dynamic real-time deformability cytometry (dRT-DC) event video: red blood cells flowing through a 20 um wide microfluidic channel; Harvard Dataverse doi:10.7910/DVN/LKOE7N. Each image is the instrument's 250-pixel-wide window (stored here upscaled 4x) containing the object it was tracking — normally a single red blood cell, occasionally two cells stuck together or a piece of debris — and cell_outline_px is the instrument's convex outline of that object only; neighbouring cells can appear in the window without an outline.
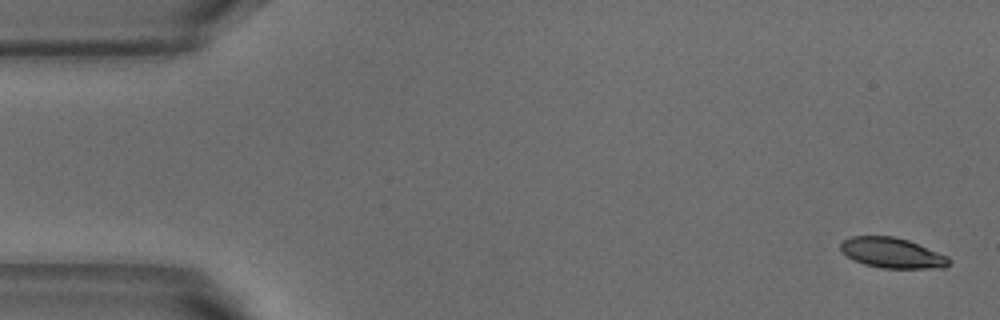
{"species": "common noctule bat (a hibernating species)", "species_latin": "Nyctalus noctula", "temperature_condition": "warm", "stored_images_in_passage": 7, "camera_frame_rate_fps": 3000, "um_per_image_px": 0.085, "animal": {"sex": "male", "body_mass_g": 18.8}, "frame": {"image": 1, "passage_image": 1, "time_ms": 0.0, "image_size_px": [1000, 320], "cell_outline_px": [[952, 260], [944, 268], [880, 268], [864, 264], [848, 256], [840, 248], [840, 244], [844, 240], [852, 236], [892, 236], [908, 240], [948, 256]], "centroid_in_image_um": [75.86, 21.5], "position_along_channel_um": 9.1, "area_um2": 18.96}}
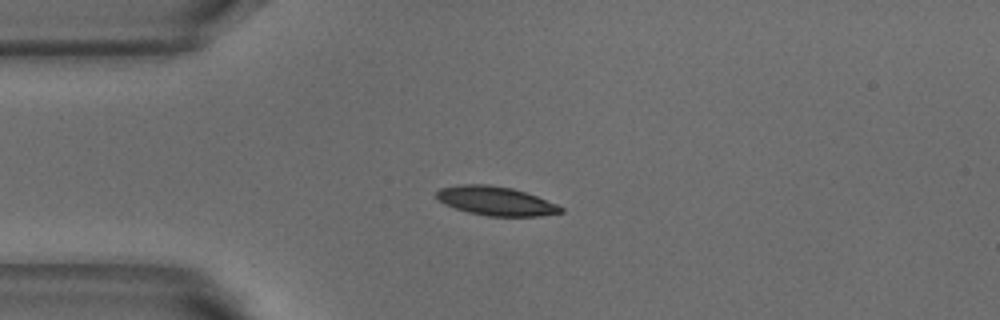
{"frame": {"image": 2, "passage_image": 4, "time_ms": 1.0, "image_size_px": [1000, 320], "cell_outline_px": [[564, 212], [540, 216], [488, 216], [468, 212], [444, 204], [436, 196], [436, 192], [440, 188], [460, 184], [488, 184], [512, 188], [536, 196], [556, 204], [564, 208]], "centroid_in_image_um": [42.14, 17.08], "position_along_channel_um": 42.9, "area_um2": 20.87}}
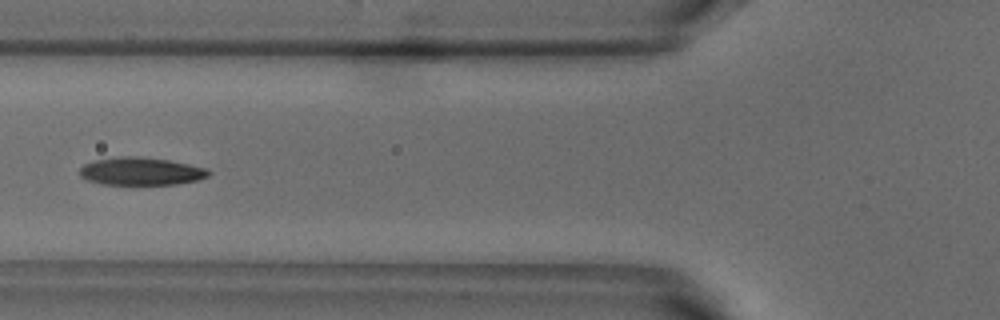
{"frame": {"image": 3, "passage_image": 6, "time_ms": 1.667, "image_size_px": [1000, 320], "cell_outline_px": [[212, 172], [208, 176], [196, 180], [176, 184], [104, 184], [88, 180], [80, 176], [80, 168], [84, 164], [96, 160], [120, 156], [136, 156], [168, 160], [188, 164], [204, 168]], "centroid_in_image_um": [11.97, 14.55], "position_along_channel_um": 113.8, "area_um2": 20.58}}